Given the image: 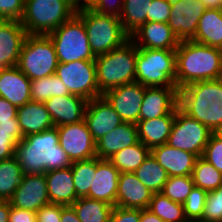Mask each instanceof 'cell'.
I'll return each instance as SVG.
<instances>
[{"instance_id":"52","label":"cell","mask_w":222,"mask_h":222,"mask_svg":"<svg viewBox=\"0 0 222 222\" xmlns=\"http://www.w3.org/2000/svg\"><path fill=\"white\" fill-rule=\"evenodd\" d=\"M61 222H80L76 211L72 206L62 205Z\"/></svg>"},{"instance_id":"30","label":"cell","mask_w":222,"mask_h":222,"mask_svg":"<svg viewBox=\"0 0 222 222\" xmlns=\"http://www.w3.org/2000/svg\"><path fill=\"white\" fill-rule=\"evenodd\" d=\"M151 2L152 0H124L119 19L129 36L147 22Z\"/></svg>"},{"instance_id":"36","label":"cell","mask_w":222,"mask_h":222,"mask_svg":"<svg viewBox=\"0 0 222 222\" xmlns=\"http://www.w3.org/2000/svg\"><path fill=\"white\" fill-rule=\"evenodd\" d=\"M70 95L69 90L55 74L31 80V101L46 102L55 96Z\"/></svg>"},{"instance_id":"57","label":"cell","mask_w":222,"mask_h":222,"mask_svg":"<svg viewBox=\"0 0 222 222\" xmlns=\"http://www.w3.org/2000/svg\"><path fill=\"white\" fill-rule=\"evenodd\" d=\"M216 133L222 137V127Z\"/></svg>"},{"instance_id":"2","label":"cell","mask_w":222,"mask_h":222,"mask_svg":"<svg viewBox=\"0 0 222 222\" xmlns=\"http://www.w3.org/2000/svg\"><path fill=\"white\" fill-rule=\"evenodd\" d=\"M176 54L175 86L181 89L199 81L222 78V51L191 40L179 42Z\"/></svg>"},{"instance_id":"13","label":"cell","mask_w":222,"mask_h":222,"mask_svg":"<svg viewBox=\"0 0 222 222\" xmlns=\"http://www.w3.org/2000/svg\"><path fill=\"white\" fill-rule=\"evenodd\" d=\"M206 10L201 0H171L168 26L180 41L191 40Z\"/></svg>"},{"instance_id":"3","label":"cell","mask_w":222,"mask_h":222,"mask_svg":"<svg viewBox=\"0 0 222 222\" xmlns=\"http://www.w3.org/2000/svg\"><path fill=\"white\" fill-rule=\"evenodd\" d=\"M179 108L217 132L222 127V78L195 82L179 89Z\"/></svg>"},{"instance_id":"5","label":"cell","mask_w":222,"mask_h":222,"mask_svg":"<svg viewBox=\"0 0 222 222\" xmlns=\"http://www.w3.org/2000/svg\"><path fill=\"white\" fill-rule=\"evenodd\" d=\"M76 10L71 0H25L20 23L27 35H48L70 20Z\"/></svg>"},{"instance_id":"18","label":"cell","mask_w":222,"mask_h":222,"mask_svg":"<svg viewBox=\"0 0 222 222\" xmlns=\"http://www.w3.org/2000/svg\"><path fill=\"white\" fill-rule=\"evenodd\" d=\"M137 48L176 50L180 40L168 23L146 22L130 35Z\"/></svg>"},{"instance_id":"35","label":"cell","mask_w":222,"mask_h":222,"mask_svg":"<svg viewBox=\"0 0 222 222\" xmlns=\"http://www.w3.org/2000/svg\"><path fill=\"white\" fill-rule=\"evenodd\" d=\"M23 171L16 157L0 161V197L9 201L18 188Z\"/></svg>"},{"instance_id":"20","label":"cell","mask_w":222,"mask_h":222,"mask_svg":"<svg viewBox=\"0 0 222 222\" xmlns=\"http://www.w3.org/2000/svg\"><path fill=\"white\" fill-rule=\"evenodd\" d=\"M27 32L16 20H0V69L17 66Z\"/></svg>"},{"instance_id":"49","label":"cell","mask_w":222,"mask_h":222,"mask_svg":"<svg viewBox=\"0 0 222 222\" xmlns=\"http://www.w3.org/2000/svg\"><path fill=\"white\" fill-rule=\"evenodd\" d=\"M9 222H37L36 212L11 206Z\"/></svg>"},{"instance_id":"42","label":"cell","mask_w":222,"mask_h":222,"mask_svg":"<svg viewBox=\"0 0 222 222\" xmlns=\"http://www.w3.org/2000/svg\"><path fill=\"white\" fill-rule=\"evenodd\" d=\"M202 157L222 173V137L213 132Z\"/></svg>"},{"instance_id":"45","label":"cell","mask_w":222,"mask_h":222,"mask_svg":"<svg viewBox=\"0 0 222 222\" xmlns=\"http://www.w3.org/2000/svg\"><path fill=\"white\" fill-rule=\"evenodd\" d=\"M25 0H0V20L20 21Z\"/></svg>"},{"instance_id":"10","label":"cell","mask_w":222,"mask_h":222,"mask_svg":"<svg viewBox=\"0 0 222 222\" xmlns=\"http://www.w3.org/2000/svg\"><path fill=\"white\" fill-rule=\"evenodd\" d=\"M55 75L60 78L70 94L92 100L102 96L98 89L94 60H77L58 63Z\"/></svg>"},{"instance_id":"48","label":"cell","mask_w":222,"mask_h":222,"mask_svg":"<svg viewBox=\"0 0 222 222\" xmlns=\"http://www.w3.org/2000/svg\"><path fill=\"white\" fill-rule=\"evenodd\" d=\"M62 205L49 203L36 211L37 222H61Z\"/></svg>"},{"instance_id":"19","label":"cell","mask_w":222,"mask_h":222,"mask_svg":"<svg viewBox=\"0 0 222 222\" xmlns=\"http://www.w3.org/2000/svg\"><path fill=\"white\" fill-rule=\"evenodd\" d=\"M120 173L110 160L96 157V172H93L92 185L86 197L115 207Z\"/></svg>"},{"instance_id":"22","label":"cell","mask_w":222,"mask_h":222,"mask_svg":"<svg viewBox=\"0 0 222 222\" xmlns=\"http://www.w3.org/2000/svg\"><path fill=\"white\" fill-rule=\"evenodd\" d=\"M152 156L169 177L192 176L197 155L174 148L167 143L151 149Z\"/></svg>"},{"instance_id":"56","label":"cell","mask_w":222,"mask_h":222,"mask_svg":"<svg viewBox=\"0 0 222 222\" xmlns=\"http://www.w3.org/2000/svg\"><path fill=\"white\" fill-rule=\"evenodd\" d=\"M72 3L77 7L90 6L94 0H71Z\"/></svg>"},{"instance_id":"28","label":"cell","mask_w":222,"mask_h":222,"mask_svg":"<svg viewBox=\"0 0 222 222\" xmlns=\"http://www.w3.org/2000/svg\"><path fill=\"white\" fill-rule=\"evenodd\" d=\"M17 117L24 137L54 127L49 112L41 102L30 101L18 107Z\"/></svg>"},{"instance_id":"31","label":"cell","mask_w":222,"mask_h":222,"mask_svg":"<svg viewBox=\"0 0 222 222\" xmlns=\"http://www.w3.org/2000/svg\"><path fill=\"white\" fill-rule=\"evenodd\" d=\"M150 153L151 150L142 142L138 141L136 144L118 151L109 160L121 173H134Z\"/></svg>"},{"instance_id":"34","label":"cell","mask_w":222,"mask_h":222,"mask_svg":"<svg viewBox=\"0 0 222 222\" xmlns=\"http://www.w3.org/2000/svg\"><path fill=\"white\" fill-rule=\"evenodd\" d=\"M147 209L164 222H189L183 204L172 201L161 192L153 194Z\"/></svg>"},{"instance_id":"7","label":"cell","mask_w":222,"mask_h":222,"mask_svg":"<svg viewBox=\"0 0 222 222\" xmlns=\"http://www.w3.org/2000/svg\"><path fill=\"white\" fill-rule=\"evenodd\" d=\"M175 50L137 48L136 82L146 87H176Z\"/></svg>"},{"instance_id":"23","label":"cell","mask_w":222,"mask_h":222,"mask_svg":"<svg viewBox=\"0 0 222 222\" xmlns=\"http://www.w3.org/2000/svg\"><path fill=\"white\" fill-rule=\"evenodd\" d=\"M0 97L23 106L31 101V80L17 66L0 69Z\"/></svg>"},{"instance_id":"21","label":"cell","mask_w":222,"mask_h":222,"mask_svg":"<svg viewBox=\"0 0 222 222\" xmlns=\"http://www.w3.org/2000/svg\"><path fill=\"white\" fill-rule=\"evenodd\" d=\"M88 100L76 96H55L49 98L44 105L49 112L54 126L78 123L84 120Z\"/></svg>"},{"instance_id":"26","label":"cell","mask_w":222,"mask_h":222,"mask_svg":"<svg viewBox=\"0 0 222 222\" xmlns=\"http://www.w3.org/2000/svg\"><path fill=\"white\" fill-rule=\"evenodd\" d=\"M45 177L50 203L71 206L78 199L71 166L47 171Z\"/></svg>"},{"instance_id":"44","label":"cell","mask_w":222,"mask_h":222,"mask_svg":"<svg viewBox=\"0 0 222 222\" xmlns=\"http://www.w3.org/2000/svg\"><path fill=\"white\" fill-rule=\"evenodd\" d=\"M170 11L171 0H152L149 14H147V22L167 23Z\"/></svg>"},{"instance_id":"40","label":"cell","mask_w":222,"mask_h":222,"mask_svg":"<svg viewBox=\"0 0 222 222\" xmlns=\"http://www.w3.org/2000/svg\"><path fill=\"white\" fill-rule=\"evenodd\" d=\"M207 191L194 186L183 203L184 213L189 222H198L203 215Z\"/></svg>"},{"instance_id":"15","label":"cell","mask_w":222,"mask_h":222,"mask_svg":"<svg viewBox=\"0 0 222 222\" xmlns=\"http://www.w3.org/2000/svg\"><path fill=\"white\" fill-rule=\"evenodd\" d=\"M9 201L13 207L33 212L49 204L45 174H23L18 188Z\"/></svg>"},{"instance_id":"14","label":"cell","mask_w":222,"mask_h":222,"mask_svg":"<svg viewBox=\"0 0 222 222\" xmlns=\"http://www.w3.org/2000/svg\"><path fill=\"white\" fill-rule=\"evenodd\" d=\"M146 86L132 82L111 89L103 94L123 122L136 124Z\"/></svg>"},{"instance_id":"9","label":"cell","mask_w":222,"mask_h":222,"mask_svg":"<svg viewBox=\"0 0 222 222\" xmlns=\"http://www.w3.org/2000/svg\"><path fill=\"white\" fill-rule=\"evenodd\" d=\"M48 36L53 42L58 62L96 59L89 45L83 21L76 14Z\"/></svg>"},{"instance_id":"32","label":"cell","mask_w":222,"mask_h":222,"mask_svg":"<svg viewBox=\"0 0 222 222\" xmlns=\"http://www.w3.org/2000/svg\"><path fill=\"white\" fill-rule=\"evenodd\" d=\"M80 222H108L114 206L89 197H80L72 205Z\"/></svg>"},{"instance_id":"46","label":"cell","mask_w":222,"mask_h":222,"mask_svg":"<svg viewBox=\"0 0 222 222\" xmlns=\"http://www.w3.org/2000/svg\"><path fill=\"white\" fill-rule=\"evenodd\" d=\"M124 0H94L89 6L95 12L119 17Z\"/></svg>"},{"instance_id":"12","label":"cell","mask_w":222,"mask_h":222,"mask_svg":"<svg viewBox=\"0 0 222 222\" xmlns=\"http://www.w3.org/2000/svg\"><path fill=\"white\" fill-rule=\"evenodd\" d=\"M59 145L72 162L96 157V142L84 120L56 127Z\"/></svg>"},{"instance_id":"37","label":"cell","mask_w":222,"mask_h":222,"mask_svg":"<svg viewBox=\"0 0 222 222\" xmlns=\"http://www.w3.org/2000/svg\"><path fill=\"white\" fill-rule=\"evenodd\" d=\"M192 178L196 187L206 191L215 190L222 185V173L202 156L196 160Z\"/></svg>"},{"instance_id":"27","label":"cell","mask_w":222,"mask_h":222,"mask_svg":"<svg viewBox=\"0 0 222 222\" xmlns=\"http://www.w3.org/2000/svg\"><path fill=\"white\" fill-rule=\"evenodd\" d=\"M176 108L169 114L155 119L139 120L136 123L138 139L150 150L167 143L173 123Z\"/></svg>"},{"instance_id":"16","label":"cell","mask_w":222,"mask_h":222,"mask_svg":"<svg viewBox=\"0 0 222 222\" xmlns=\"http://www.w3.org/2000/svg\"><path fill=\"white\" fill-rule=\"evenodd\" d=\"M84 121L95 142L123 123L103 95L88 101Z\"/></svg>"},{"instance_id":"6","label":"cell","mask_w":222,"mask_h":222,"mask_svg":"<svg viewBox=\"0 0 222 222\" xmlns=\"http://www.w3.org/2000/svg\"><path fill=\"white\" fill-rule=\"evenodd\" d=\"M76 15L83 21L89 45L95 56L119 48L130 39L117 16L100 14L89 6L77 8Z\"/></svg>"},{"instance_id":"33","label":"cell","mask_w":222,"mask_h":222,"mask_svg":"<svg viewBox=\"0 0 222 222\" xmlns=\"http://www.w3.org/2000/svg\"><path fill=\"white\" fill-rule=\"evenodd\" d=\"M141 183L153 193L162 191L168 180V174L150 153L145 161L134 171Z\"/></svg>"},{"instance_id":"53","label":"cell","mask_w":222,"mask_h":222,"mask_svg":"<svg viewBox=\"0 0 222 222\" xmlns=\"http://www.w3.org/2000/svg\"><path fill=\"white\" fill-rule=\"evenodd\" d=\"M140 222H164L148 209H141Z\"/></svg>"},{"instance_id":"58","label":"cell","mask_w":222,"mask_h":222,"mask_svg":"<svg viewBox=\"0 0 222 222\" xmlns=\"http://www.w3.org/2000/svg\"><path fill=\"white\" fill-rule=\"evenodd\" d=\"M5 202L3 198L0 197V206Z\"/></svg>"},{"instance_id":"8","label":"cell","mask_w":222,"mask_h":222,"mask_svg":"<svg viewBox=\"0 0 222 222\" xmlns=\"http://www.w3.org/2000/svg\"><path fill=\"white\" fill-rule=\"evenodd\" d=\"M58 59L48 35H27L17 67L30 79H40L55 74Z\"/></svg>"},{"instance_id":"25","label":"cell","mask_w":222,"mask_h":222,"mask_svg":"<svg viewBox=\"0 0 222 222\" xmlns=\"http://www.w3.org/2000/svg\"><path fill=\"white\" fill-rule=\"evenodd\" d=\"M138 141L136 124L123 122L96 141V157L109 160L118 151Z\"/></svg>"},{"instance_id":"29","label":"cell","mask_w":222,"mask_h":222,"mask_svg":"<svg viewBox=\"0 0 222 222\" xmlns=\"http://www.w3.org/2000/svg\"><path fill=\"white\" fill-rule=\"evenodd\" d=\"M191 41L222 48V9H207L199 19L197 31Z\"/></svg>"},{"instance_id":"38","label":"cell","mask_w":222,"mask_h":222,"mask_svg":"<svg viewBox=\"0 0 222 222\" xmlns=\"http://www.w3.org/2000/svg\"><path fill=\"white\" fill-rule=\"evenodd\" d=\"M76 196L86 197L89 194L93 181V172H96V157L88 160L74 161L71 165Z\"/></svg>"},{"instance_id":"39","label":"cell","mask_w":222,"mask_h":222,"mask_svg":"<svg viewBox=\"0 0 222 222\" xmlns=\"http://www.w3.org/2000/svg\"><path fill=\"white\" fill-rule=\"evenodd\" d=\"M194 186L192 176L168 177L161 193L172 201L183 204Z\"/></svg>"},{"instance_id":"4","label":"cell","mask_w":222,"mask_h":222,"mask_svg":"<svg viewBox=\"0 0 222 222\" xmlns=\"http://www.w3.org/2000/svg\"><path fill=\"white\" fill-rule=\"evenodd\" d=\"M137 46L129 39L121 47L96 56L97 84L101 95L121 85L136 82Z\"/></svg>"},{"instance_id":"55","label":"cell","mask_w":222,"mask_h":222,"mask_svg":"<svg viewBox=\"0 0 222 222\" xmlns=\"http://www.w3.org/2000/svg\"><path fill=\"white\" fill-rule=\"evenodd\" d=\"M206 9H222V0H201Z\"/></svg>"},{"instance_id":"51","label":"cell","mask_w":222,"mask_h":222,"mask_svg":"<svg viewBox=\"0 0 222 222\" xmlns=\"http://www.w3.org/2000/svg\"><path fill=\"white\" fill-rule=\"evenodd\" d=\"M0 130L14 131L21 139L24 138L20 130L18 117L13 118L11 121L0 122Z\"/></svg>"},{"instance_id":"47","label":"cell","mask_w":222,"mask_h":222,"mask_svg":"<svg viewBox=\"0 0 222 222\" xmlns=\"http://www.w3.org/2000/svg\"><path fill=\"white\" fill-rule=\"evenodd\" d=\"M141 209L115 206L108 222H140Z\"/></svg>"},{"instance_id":"1","label":"cell","mask_w":222,"mask_h":222,"mask_svg":"<svg viewBox=\"0 0 222 222\" xmlns=\"http://www.w3.org/2000/svg\"><path fill=\"white\" fill-rule=\"evenodd\" d=\"M15 157L23 174H45L73 163L59 145L56 126L24 137L16 146Z\"/></svg>"},{"instance_id":"54","label":"cell","mask_w":222,"mask_h":222,"mask_svg":"<svg viewBox=\"0 0 222 222\" xmlns=\"http://www.w3.org/2000/svg\"><path fill=\"white\" fill-rule=\"evenodd\" d=\"M11 203L10 201H5L0 206V222H9Z\"/></svg>"},{"instance_id":"43","label":"cell","mask_w":222,"mask_h":222,"mask_svg":"<svg viewBox=\"0 0 222 222\" xmlns=\"http://www.w3.org/2000/svg\"><path fill=\"white\" fill-rule=\"evenodd\" d=\"M22 139L14 131L0 130V161L15 156V149Z\"/></svg>"},{"instance_id":"50","label":"cell","mask_w":222,"mask_h":222,"mask_svg":"<svg viewBox=\"0 0 222 222\" xmlns=\"http://www.w3.org/2000/svg\"><path fill=\"white\" fill-rule=\"evenodd\" d=\"M17 107L0 97V122L11 121L17 117Z\"/></svg>"},{"instance_id":"24","label":"cell","mask_w":222,"mask_h":222,"mask_svg":"<svg viewBox=\"0 0 222 222\" xmlns=\"http://www.w3.org/2000/svg\"><path fill=\"white\" fill-rule=\"evenodd\" d=\"M153 194L141 183L134 173H120L116 206L147 209Z\"/></svg>"},{"instance_id":"17","label":"cell","mask_w":222,"mask_h":222,"mask_svg":"<svg viewBox=\"0 0 222 222\" xmlns=\"http://www.w3.org/2000/svg\"><path fill=\"white\" fill-rule=\"evenodd\" d=\"M179 105L177 87H146L139 120L155 119L171 113Z\"/></svg>"},{"instance_id":"11","label":"cell","mask_w":222,"mask_h":222,"mask_svg":"<svg viewBox=\"0 0 222 222\" xmlns=\"http://www.w3.org/2000/svg\"><path fill=\"white\" fill-rule=\"evenodd\" d=\"M212 133L207 126L184 113L178 105L167 144L200 157Z\"/></svg>"},{"instance_id":"41","label":"cell","mask_w":222,"mask_h":222,"mask_svg":"<svg viewBox=\"0 0 222 222\" xmlns=\"http://www.w3.org/2000/svg\"><path fill=\"white\" fill-rule=\"evenodd\" d=\"M198 222H222V185L207 191L204 212Z\"/></svg>"}]
</instances>
